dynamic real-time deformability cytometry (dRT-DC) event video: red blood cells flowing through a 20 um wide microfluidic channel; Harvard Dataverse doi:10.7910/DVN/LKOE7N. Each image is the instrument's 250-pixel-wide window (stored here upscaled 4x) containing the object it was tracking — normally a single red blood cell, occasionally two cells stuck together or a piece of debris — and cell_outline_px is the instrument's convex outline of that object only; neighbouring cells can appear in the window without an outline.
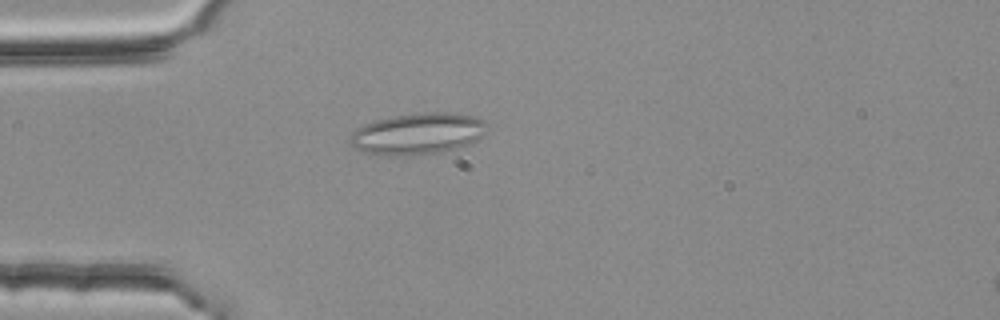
{"species": "common noctule bat (a hibernating species)", "species_latin": "Nyctalus noctula", "temperature_condition": "room temperature", "stored_images_in_passage": 45, "segment_of_instrument_passage": [1, 2], "camera_frame_rate_fps": 3000, "um_per_image_px": 0.085, "animal": {"sex": "female", "body_mass_g": 25.1}, "frame": {"image": 1, "passage_image": 6, "time_ms": 1.667, "image_size_px": [1000, 320], "cell_outline_px": [[484, 132], [476, 140], [460, 148], [444, 152], [416, 156], [380, 156], [364, 152], [356, 148], [348, 140], [348, 136], [356, 128], [364, 124], [376, 120], [392, 116], [416, 112], [448, 112], [476, 116], [484, 120]], "centroid_in_image_um": [35.46, 11.38], "position_along_channel_um": 49.5, "area_um2": 33.7}}